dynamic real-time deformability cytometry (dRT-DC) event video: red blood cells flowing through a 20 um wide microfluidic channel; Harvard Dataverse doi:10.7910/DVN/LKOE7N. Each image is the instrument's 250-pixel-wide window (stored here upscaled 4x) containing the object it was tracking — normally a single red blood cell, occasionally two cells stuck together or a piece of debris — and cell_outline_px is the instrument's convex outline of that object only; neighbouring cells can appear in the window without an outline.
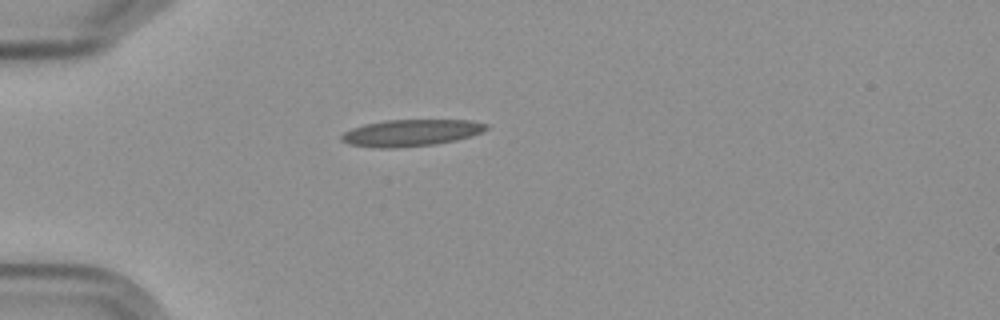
{"species": "Egyptian fruit bat (a non-hibernating species)", "species_latin": "Rousettus aegyptiacus", "temperature_condition": "cold", "stored_images_in_passage": 2, "camera_frame_rate_fps": 3000, "um_per_image_px": 0.085, "frame": {"image": 1, "passage_image": 2, "time_ms": 1.333, "image_size_px": [1000, 320], "cell_outline_px": [[488, 128], [480, 132], [456, 140], [436, 144], [396, 148], [372, 148], [348, 144], [340, 140], [340, 136], [344, 132], [352, 128], [364, 124], [384, 120], [468, 120], [488, 124]], "centroid_in_image_um": [34.86, 11.29], "position_along_channel_um": 50.1, "area_um2": 22.6}}